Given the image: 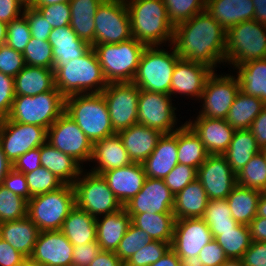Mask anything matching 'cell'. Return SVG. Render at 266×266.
I'll use <instances>...</instances> for the list:
<instances>
[{
    "mask_svg": "<svg viewBox=\"0 0 266 266\" xmlns=\"http://www.w3.org/2000/svg\"><path fill=\"white\" fill-rule=\"evenodd\" d=\"M225 39L226 30L205 10L174 27L172 45L180 59L217 71L225 65Z\"/></svg>",
    "mask_w": 266,
    "mask_h": 266,
    "instance_id": "1",
    "label": "cell"
},
{
    "mask_svg": "<svg viewBox=\"0 0 266 266\" xmlns=\"http://www.w3.org/2000/svg\"><path fill=\"white\" fill-rule=\"evenodd\" d=\"M132 37L145 46L172 44L174 26L163 0H125ZM168 41V42H167Z\"/></svg>",
    "mask_w": 266,
    "mask_h": 266,
    "instance_id": "2",
    "label": "cell"
},
{
    "mask_svg": "<svg viewBox=\"0 0 266 266\" xmlns=\"http://www.w3.org/2000/svg\"><path fill=\"white\" fill-rule=\"evenodd\" d=\"M54 77L55 87L64 97L101 93L108 85L93 47L83 56L58 68Z\"/></svg>",
    "mask_w": 266,
    "mask_h": 266,
    "instance_id": "3",
    "label": "cell"
},
{
    "mask_svg": "<svg viewBox=\"0 0 266 266\" xmlns=\"http://www.w3.org/2000/svg\"><path fill=\"white\" fill-rule=\"evenodd\" d=\"M94 144L115 134L102 93L65 97L64 111Z\"/></svg>",
    "mask_w": 266,
    "mask_h": 266,
    "instance_id": "4",
    "label": "cell"
},
{
    "mask_svg": "<svg viewBox=\"0 0 266 266\" xmlns=\"http://www.w3.org/2000/svg\"><path fill=\"white\" fill-rule=\"evenodd\" d=\"M160 47H145L133 83L139 89L170 95L173 70L180 58L172 44L169 51Z\"/></svg>",
    "mask_w": 266,
    "mask_h": 266,
    "instance_id": "5",
    "label": "cell"
},
{
    "mask_svg": "<svg viewBox=\"0 0 266 266\" xmlns=\"http://www.w3.org/2000/svg\"><path fill=\"white\" fill-rule=\"evenodd\" d=\"M108 83L133 82L145 45L135 38L118 44L91 45Z\"/></svg>",
    "mask_w": 266,
    "mask_h": 266,
    "instance_id": "6",
    "label": "cell"
},
{
    "mask_svg": "<svg viewBox=\"0 0 266 266\" xmlns=\"http://www.w3.org/2000/svg\"><path fill=\"white\" fill-rule=\"evenodd\" d=\"M266 58V25L255 19L226 30L225 66ZM227 63V64H226Z\"/></svg>",
    "mask_w": 266,
    "mask_h": 266,
    "instance_id": "7",
    "label": "cell"
},
{
    "mask_svg": "<svg viewBox=\"0 0 266 266\" xmlns=\"http://www.w3.org/2000/svg\"><path fill=\"white\" fill-rule=\"evenodd\" d=\"M64 111L65 97L55 87L35 96H15L7 118L14 122L38 125L47 130Z\"/></svg>",
    "mask_w": 266,
    "mask_h": 266,
    "instance_id": "8",
    "label": "cell"
},
{
    "mask_svg": "<svg viewBox=\"0 0 266 266\" xmlns=\"http://www.w3.org/2000/svg\"><path fill=\"white\" fill-rule=\"evenodd\" d=\"M75 206L74 187L64 184L55 191L31 197L28 200L27 216L40 232L60 230Z\"/></svg>",
    "mask_w": 266,
    "mask_h": 266,
    "instance_id": "9",
    "label": "cell"
},
{
    "mask_svg": "<svg viewBox=\"0 0 266 266\" xmlns=\"http://www.w3.org/2000/svg\"><path fill=\"white\" fill-rule=\"evenodd\" d=\"M73 187L76 206L94 218L116 212L123 207L102 175L84 169Z\"/></svg>",
    "mask_w": 266,
    "mask_h": 266,
    "instance_id": "10",
    "label": "cell"
},
{
    "mask_svg": "<svg viewBox=\"0 0 266 266\" xmlns=\"http://www.w3.org/2000/svg\"><path fill=\"white\" fill-rule=\"evenodd\" d=\"M94 20L95 40L92 45L118 44L133 38L125 0H103Z\"/></svg>",
    "mask_w": 266,
    "mask_h": 266,
    "instance_id": "11",
    "label": "cell"
},
{
    "mask_svg": "<svg viewBox=\"0 0 266 266\" xmlns=\"http://www.w3.org/2000/svg\"><path fill=\"white\" fill-rule=\"evenodd\" d=\"M218 73L213 70L206 80L201 94L199 114L197 117L226 119L233 101L240 91L235 74Z\"/></svg>",
    "mask_w": 266,
    "mask_h": 266,
    "instance_id": "12",
    "label": "cell"
},
{
    "mask_svg": "<svg viewBox=\"0 0 266 266\" xmlns=\"http://www.w3.org/2000/svg\"><path fill=\"white\" fill-rule=\"evenodd\" d=\"M171 95L150 92L140 89L138 98V124L156 129L162 134L173 133L178 130L181 122L178 121L177 107L172 103ZM176 110V111H175ZM179 126V127H178Z\"/></svg>",
    "mask_w": 266,
    "mask_h": 266,
    "instance_id": "13",
    "label": "cell"
},
{
    "mask_svg": "<svg viewBox=\"0 0 266 266\" xmlns=\"http://www.w3.org/2000/svg\"><path fill=\"white\" fill-rule=\"evenodd\" d=\"M101 93L115 133L138 123L140 89L133 82L108 83Z\"/></svg>",
    "mask_w": 266,
    "mask_h": 266,
    "instance_id": "14",
    "label": "cell"
},
{
    "mask_svg": "<svg viewBox=\"0 0 266 266\" xmlns=\"http://www.w3.org/2000/svg\"><path fill=\"white\" fill-rule=\"evenodd\" d=\"M47 142L82 166L90 164L93 144L65 112L47 129Z\"/></svg>",
    "mask_w": 266,
    "mask_h": 266,
    "instance_id": "15",
    "label": "cell"
},
{
    "mask_svg": "<svg viewBox=\"0 0 266 266\" xmlns=\"http://www.w3.org/2000/svg\"><path fill=\"white\" fill-rule=\"evenodd\" d=\"M46 141L47 130L44 127L0 119V145L11 164Z\"/></svg>",
    "mask_w": 266,
    "mask_h": 266,
    "instance_id": "16",
    "label": "cell"
},
{
    "mask_svg": "<svg viewBox=\"0 0 266 266\" xmlns=\"http://www.w3.org/2000/svg\"><path fill=\"white\" fill-rule=\"evenodd\" d=\"M197 179L204 187L209 200L226 199L237 185L236 173L223 155L209 154L197 169Z\"/></svg>",
    "mask_w": 266,
    "mask_h": 266,
    "instance_id": "17",
    "label": "cell"
},
{
    "mask_svg": "<svg viewBox=\"0 0 266 266\" xmlns=\"http://www.w3.org/2000/svg\"><path fill=\"white\" fill-rule=\"evenodd\" d=\"M174 194L163 179L146 177L142 189L124 207L130 217L141 213H173Z\"/></svg>",
    "mask_w": 266,
    "mask_h": 266,
    "instance_id": "18",
    "label": "cell"
},
{
    "mask_svg": "<svg viewBox=\"0 0 266 266\" xmlns=\"http://www.w3.org/2000/svg\"><path fill=\"white\" fill-rule=\"evenodd\" d=\"M213 239L212 233L202 218L175 220L171 249L178 257L199 255L204 245Z\"/></svg>",
    "mask_w": 266,
    "mask_h": 266,
    "instance_id": "19",
    "label": "cell"
},
{
    "mask_svg": "<svg viewBox=\"0 0 266 266\" xmlns=\"http://www.w3.org/2000/svg\"><path fill=\"white\" fill-rule=\"evenodd\" d=\"M212 72L213 69L205 64L180 59L172 74L171 97L175 96L174 98H176L179 94L181 96L186 95L188 99L193 98L191 100H199L206 80Z\"/></svg>",
    "mask_w": 266,
    "mask_h": 266,
    "instance_id": "20",
    "label": "cell"
},
{
    "mask_svg": "<svg viewBox=\"0 0 266 266\" xmlns=\"http://www.w3.org/2000/svg\"><path fill=\"white\" fill-rule=\"evenodd\" d=\"M73 245L60 230L41 231L31 258L42 266H71Z\"/></svg>",
    "mask_w": 266,
    "mask_h": 266,
    "instance_id": "21",
    "label": "cell"
},
{
    "mask_svg": "<svg viewBox=\"0 0 266 266\" xmlns=\"http://www.w3.org/2000/svg\"><path fill=\"white\" fill-rule=\"evenodd\" d=\"M200 138L208 154L222 155L229 147L235 130L226 119L196 117L185 122Z\"/></svg>",
    "mask_w": 266,
    "mask_h": 266,
    "instance_id": "22",
    "label": "cell"
},
{
    "mask_svg": "<svg viewBox=\"0 0 266 266\" xmlns=\"http://www.w3.org/2000/svg\"><path fill=\"white\" fill-rule=\"evenodd\" d=\"M117 200L125 206L142 189L146 174L142 163L132 162L129 165L103 172Z\"/></svg>",
    "mask_w": 266,
    "mask_h": 266,
    "instance_id": "23",
    "label": "cell"
},
{
    "mask_svg": "<svg viewBox=\"0 0 266 266\" xmlns=\"http://www.w3.org/2000/svg\"><path fill=\"white\" fill-rule=\"evenodd\" d=\"M53 50V71L67 65L70 60L83 56L91 45L78 38L70 25L53 28L48 37Z\"/></svg>",
    "mask_w": 266,
    "mask_h": 266,
    "instance_id": "24",
    "label": "cell"
},
{
    "mask_svg": "<svg viewBox=\"0 0 266 266\" xmlns=\"http://www.w3.org/2000/svg\"><path fill=\"white\" fill-rule=\"evenodd\" d=\"M177 164V130L162 134L153 152L142 163L146 177L157 179H164Z\"/></svg>",
    "mask_w": 266,
    "mask_h": 266,
    "instance_id": "25",
    "label": "cell"
},
{
    "mask_svg": "<svg viewBox=\"0 0 266 266\" xmlns=\"http://www.w3.org/2000/svg\"><path fill=\"white\" fill-rule=\"evenodd\" d=\"M90 172L101 175L103 172L132 163L118 133L103 138L93 144Z\"/></svg>",
    "mask_w": 266,
    "mask_h": 266,
    "instance_id": "26",
    "label": "cell"
},
{
    "mask_svg": "<svg viewBox=\"0 0 266 266\" xmlns=\"http://www.w3.org/2000/svg\"><path fill=\"white\" fill-rule=\"evenodd\" d=\"M130 160L143 163L155 149L162 133L145 125L135 124L118 132Z\"/></svg>",
    "mask_w": 266,
    "mask_h": 266,
    "instance_id": "27",
    "label": "cell"
},
{
    "mask_svg": "<svg viewBox=\"0 0 266 266\" xmlns=\"http://www.w3.org/2000/svg\"><path fill=\"white\" fill-rule=\"evenodd\" d=\"M41 166L51 171L64 184L73 185L85 169L72 156L53 147L47 141L39 147Z\"/></svg>",
    "mask_w": 266,
    "mask_h": 266,
    "instance_id": "28",
    "label": "cell"
},
{
    "mask_svg": "<svg viewBox=\"0 0 266 266\" xmlns=\"http://www.w3.org/2000/svg\"><path fill=\"white\" fill-rule=\"evenodd\" d=\"M206 11L225 29L254 19L252 0H206Z\"/></svg>",
    "mask_w": 266,
    "mask_h": 266,
    "instance_id": "29",
    "label": "cell"
},
{
    "mask_svg": "<svg viewBox=\"0 0 266 266\" xmlns=\"http://www.w3.org/2000/svg\"><path fill=\"white\" fill-rule=\"evenodd\" d=\"M130 223L131 217L124 206L116 212L96 218V241L100 249L115 252Z\"/></svg>",
    "mask_w": 266,
    "mask_h": 266,
    "instance_id": "30",
    "label": "cell"
},
{
    "mask_svg": "<svg viewBox=\"0 0 266 266\" xmlns=\"http://www.w3.org/2000/svg\"><path fill=\"white\" fill-rule=\"evenodd\" d=\"M39 232L28 216L0 224V238L25 257H31Z\"/></svg>",
    "mask_w": 266,
    "mask_h": 266,
    "instance_id": "31",
    "label": "cell"
},
{
    "mask_svg": "<svg viewBox=\"0 0 266 266\" xmlns=\"http://www.w3.org/2000/svg\"><path fill=\"white\" fill-rule=\"evenodd\" d=\"M208 202L206 191L196 178L175 195L173 206L175 219L202 218Z\"/></svg>",
    "mask_w": 266,
    "mask_h": 266,
    "instance_id": "32",
    "label": "cell"
},
{
    "mask_svg": "<svg viewBox=\"0 0 266 266\" xmlns=\"http://www.w3.org/2000/svg\"><path fill=\"white\" fill-rule=\"evenodd\" d=\"M55 88L53 69L25 66L14 77L15 96H35Z\"/></svg>",
    "mask_w": 266,
    "mask_h": 266,
    "instance_id": "33",
    "label": "cell"
},
{
    "mask_svg": "<svg viewBox=\"0 0 266 266\" xmlns=\"http://www.w3.org/2000/svg\"><path fill=\"white\" fill-rule=\"evenodd\" d=\"M232 69L237 70L240 91L266 104V58L237 64Z\"/></svg>",
    "mask_w": 266,
    "mask_h": 266,
    "instance_id": "34",
    "label": "cell"
},
{
    "mask_svg": "<svg viewBox=\"0 0 266 266\" xmlns=\"http://www.w3.org/2000/svg\"><path fill=\"white\" fill-rule=\"evenodd\" d=\"M60 231L73 246L96 241V218L75 206Z\"/></svg>",
    "mask_w": 266,
    "mask_h": 266,
    "instance_id": "35",
    "label": "cell"
},
{
    "mask_svg": "<svg viewBox=\"0 0 266 266\" xmlns=\"http://www.w3.org/2000/svg\"><path fill=\"white\" fill-rule=\"evenodd\" d=\"M103 0H70V27L78 38L92 45L95 40L94 17Z\"/></svg>",
    "mask_w": 266,
    "mask_h": 266,
    "instance_id": "36",
    "label": "cell"
},
{
    "mask_svg": "<svg viewBox=\"0 0 266 266\" xmlns=\"http://www.w3.org/2000/svg\"><path fill=\"white\" fill-rule=\"evenodd\" d=\"M261 191L237 184L226 200L231 215L238 224L246 225L256 217Z\"/></svg>",
    "mask_w": 266,
    "mask_h": 266,
    "instance_id": "37",
    "label": "cell"
},
{
    "mask_svg": "<svg viewBox=\"0 0 266 266\" xmlns=\"http://www.w3.org/2000/svg\"><path fill=\"white\" fill-rule=\"evenodd\" d=\"M260 152L256 139L249 129L235 130L229 147L222 154L237 174L251 158Z\"/></svg>",
    "mask_w": 266,
    "mask_h": 266,
    "instance_id": "38",
    "label": "cell"
},
{
    "mask_svg": "<svg viewBox=\"0 0 266 266\" xmlns=\"http://www.w3.org/2000/svg\"><path fill=\"white\" fill-rule=\"evenodd\" d=\"M265 106L266 104L258 97L239 91L229 109L226 121L234 130L250 129L253 120Z\"/></svg>",
    "mask_w": 266,
    "mask_h": 266,
    "instance_id": "39",
    "label": "cell"
},
{
    "mask_svg": "<svg viewBox=\"0 0 266 266\" xmlns=\"http://www.w3.org/2000/svg\"><path fill=\"white\" fill-rule=\"evenodd\" d=\"M175 216L173 213H141L131 217V223L146 231L152 240L172 242Z\"/></svg>",
    "mask_w": 266,
    "mask_h": 266,
    "instance_id": "40",
    "label": "cell"
},
{
    "mask_svg": "<svg viewBox=\"0 0 266 266\" xmlns=\"http://www.w3.org/2000/svg\"><path fill=\"white\" fill-rule=\"evenodd\" d=\"M178 163L198 169L208 157L204 144L184 122L177 130Z\"/></svg>",
    "mask_w": 266,
    "mask_h": 266,
    "instance_id": "41",
    "label": "cell"
},
{
    "mask_svg": "<svg viewBox=\"0 0 266 266\" xmlns=\"http://www.w3.org/2000/svg\"><path fill=\"white\" fill-rule=\"evenodd\" d=\"M211 233L229 259H241L252 242L249 227L242 224L233 230L211 231Z\"/></svg>",
    "mask_w": 266,
    "mask_h": 266,
    "instance_id": "42",
    "label": "cell"
},
{
    "mask_svg": "<svg viewBox=\"0 0 266 266\" xmlns=\"http://www.w3.org/2000/svg\"><path fill=\"white\" fill-rule=\"evenodd\" d=\"M202 219L210 231L233 230L239 225L232 217L226 199L209 200Z\"/></svg>",
    "mask_w": 266,
    "mask_h": 266,
    "instance_id": "43",
    "label": "cell"
},
{
    "mask_svg": "<svg viewBox=\"0 0 266 266\" xmlns=\"http://www.w3.org/2000/svg\"><path fill=\"white\" fill-rule=\"evenodd\" d=\"M236 176L240 186L266 191V161L262 153L255 154Z\"/></svg>",
    "mask_w": 266,
    "mask_h": 266,
    "instance_id": "44",
    "label": "cell"
},
{
    "mask_svg": "<svg viewBox=\"0 0 266 266\" xmlns=\"http://www.w3.org/2000/svg\"><path fill=\"white\" fill-rule=\"evenodd\" d=\"M28 201L0 185V224L27 216Z\"/></svg>",
    "mask_w": 266,
    "mask_h": 266,
    "instance_id": "45",
    "label": "cell"
},
{
    "mask_svg": "<svg viewBox=\"0 0 266 266\" xmlns=\"http://www.w3.org/2000/svg\"><path fill=\"white\" fill-rule=\"evenodd\" d=\"M163 2L174 27L206 10V0H163Z\"/></svg>",
    "mask_w": 266,
    "mask_h": 266,
    "instance_id": "46",
    "label": "cell"
},
{
    "mask_svg": "<svg viewBox=\"0 0 266 266\" xmlns=\"http://www.w3.org/2000/svg\"><path fill=\"white\" fill-rule=\"evenodd\" d=\"M22 54L27 66L53 69V50L48 40L31 36Z\"/></svg>",
    "mask_w": 266,
    "mask_h": 266,
    "instance_id": "47",
    "label": "cell"
},
{
    "mask_svg": "<svg viewBox=\"0 0 266 266\" xmlns=\"http://www.w3.org/2000/svg\"><path fill=\"white\" fill-rule=\"evenodd\" d=\"M151 241L153 240L146 231L130 223L115 253L125 263L134 253Z\"/></svg>",
    "mask_w": 266,
    "mask_h": 266,
    "instance_id": "48",
    "label": "cell"
},
{
    "mask_svg": "<svg viewBox=\"0 0 266 266\" xmlns=\"http://www.w3.org/2000/svg\"><path fill=\"white\" fill-rule=\"evenodd\" d=\"M24 175L31 197L55 191L64 185L51 171L42 166Z\"/></svg>",
    "mask_w": 266,
    "mask_h": 266,
    "instance_id": "49",
    "label": "cell"
},
{
    "mask_svg": "<svg viewBox=\"0 0 266 266\" xmlns=\"http://www.w3.org/2000/svg\"><path fill=\"white\" fill-rule=\"evenodd\" d=\"M31 38V31L24 14L7 24L6 43L15 51L23 53Z\"/></svg>",
    "mask_w": 266,
    "mask_h": 266,
    "instance_id": "50",
    "label": "cell"
},
{
    "mask_svg": "<svg viewBox=\"0 0 266 266\" xmlns=\"http://www.w3.org/2000/svg\"><path fill=\"white\" fill-rule=\"evenodd\" d=\"M169 248L170 243L153 240L134 253L124 263V266H150L160 259Z\"/></svg>",
    "mask_w": 266,
    "mask_h": 266,
    "instance_id": "51",
    "label": "cell"
},
{
    "mask_svg": "<svg viewBox=\"0 0 266 266\" xmlns=\"http://www.w3.org/2000/svg\"><path fill=\"white\" fill-rule=\"evenodd\" d=\"M196 178V168L178 163L163 181L175 196Z\"/></svg>",
    "mask_w": 266,
    "mask_h": 266,
    "instance_id": "52",
    "label": "cell"
},
{
    "mask_svg": "<svg viewBox=\"0 0 266 266\" xmlns=\"http://www.w3.org/2000/svg\"><path fill=\"white\" fill-rule=\"evenodd\" d=\"M26 66L24 56L7 44L0 46V72L15 77Z\"/></svg>",
    "mask_w": 266,
    "mask_h": 266,
    "instance_id": "53",
    "label": "cell"
},
{
    "mask_svg": "<svg viewBox=\"0 0 266 266\" xmlns=\"http://www.w3.org/2000/svg\"><path fill=\"white\" fill-rule=\"evenodd\" d=\"M52 28L70 25L71 10L69 3H57L36 8Z\"/></svg>",
    "mask_w": 266,
    "mask_h": 266,
    "instance_id": "54",
    "label": "cell"
},
{
    "mask_svg": "<svg viewBox=\"0 0 266 266\" xmlns=\"http://www.w3.org/2000/svg\"><path fill=\"white\" fill-rule=\"evenodd\" d=\"M25 15L31 36L40 40H48L51 30L53 29L45 17L37 10L30 6L24 8Z\"/></svg>",
    "mask_w": 266,
    "mask_h": 266,
    "instance_id": "55",
    "label": "cell"
},
{
    "mask_svg": "<svg viewBox=\"0 0 266 266\" xmlns=\"http://www.w3.org/2000/svg\"><path fill=\"white\" fill-rule=\"evenodd\" d=\"M14 98V77L0 72V119L9 116Z\"/></svg>",
    "mask_w": 266,
    "mask_h": 266,
    "instance_id": "56",
    "label": "cell"
},
{
    "mask_svg": "<svg viewBox=\"0 0 266 266\" xmlns=\"http://www.w3.org/2000/svg\"><path fill=\"white\" fill-rule=\"evenodd\" d=\"M199 257L203 266H222L229 259L215 239L203 246L199 252Z\"/></svg>",
    "mask_w": 266,
    "mask_h": 266,
    "instance_id": "57",
    "label": "cell"
},
{
    "mask_svg": "<svg viewBox=\"0 0 266 266\" xmlns=\"http://www.w3.org/2000/svg\"><path fill=\"white\" fill-rule=\"evenodd\" d=\"M100 250L97 241L73 246L71 266H88Z\"/></svg>",
    "mask_w": 266,
    "mask_h": 266,
    "instance_id": "58",
    "label": "cell"
},
{
    "mask_svg": "<svg viewBox=\"0 0 266 266\" xmlns=\"http://www.w3.org/2000/svg\"><path fill=\"white\" fill-rule=\"evenodd\" d=\"M2 185L27 201L31 198L24 173L18 172L13 168L5 176Z\"/></svg>",
    "mask_w": 266,
    "mask_h": 266,
    "instance_id": "59",
    "label": "cell"
},
{
    "mask_svg": "<svg viewBox=\"0 0 266 266\" xmlns=\"http://www.w3.org/2000/svg\"><path fill=\"white\" fill-rule=\"evenodd\" d=\"M241 260L244 266H266V242L252 241Z\"/></svg>",
    "mask_w": 266,
    "mask_h": 266,
    "instance_id": "60",
    "label": "cell"
},
{
    "mask_svg": "<svg viewBox=\"0 0 266 266\" xmlns=\"http://www.w3.org/2000/svg\"><path fill=\"white\" fill-rule=\"evenodd\" d=\"M41 167L39 147L29 150L18 157L12 164V168L21 173H29Z\"/></svg>",
    "mask_w": 266,
    "mask_h": 266,
    "instance_id": "61",
    "label": "cell"
},
{
    "mask_svg": "<svg viewBox=\"0 0 266 266\" xmlns=\"http://www.w3.org/2000/svg\"><path fill=\"white\" fill-rule=\"evenodd\" d=\"M25 7L21 0H0V21L8 24L20 17Z\"/></svg>",
    "mask_w": 266,
    "mask_h": 266,
    "instance_id": "62",
    "label": "cell"
},
{
    "mask_svg": "<svg viewBox=\"0 0 266 266\" xmlns=\"http://www.w3.org/2000/svg\"><path fill=\"white\" fill-rule=\"evenodd\" d=\"M26 257L0 238V266H20Z\"/></svg>",
    "mask_w": 266,
    "mask_h": 266,
    "instance_id": "63",
    "label": "cell"
},
{
    "mask_svg": "<svg viewBox=\"0 0 266 266\" xmlns=\"http://www.w3.org/2000/svg\"><path fill=\"white\" fill-rule=\"evenodd\" d=\"M256 139L257 145L261 147L266 146V106L253 120L249 129Z\"/></svg>",
    "mask_w": 266,
    "mask_h": 266,
    "instance_id": "64",
    "label": "cell"
},
{
    "mask_svg": "<svg viewBox=\"0 0 266 266\" xmlns=\"http://www.w3.org/2000/svg\"><path fill=\"white\" fill-rule=\"evenodd\" d=\"M88 266H124V263L115 252L100 250Z\"/></svg>",
    "mask_w": 266,
    "mask_h": 266,
    "instance_id": "65",
    "label": "cell"
},
{
    "mask_svg": "<svg viewBox=\"0 0 266 266\" xmlns=\"http://www.w3.org/2000/svg\"><path fill=\"white\" fill-rule=\"evenodd\" d=\"M248 227L251 241L266 242V218L256 216Z\"/></svg>",
    "mask_w": 266,
    "mask_h": 266,
    "instance_id": "66",
    "label": "cell"
},
{
    "mask_svg": "<svg viewBox=\"0 0 266 266\" xmlns=\"http://www.w3.org/2000/svg\"><path fill=\"white\" fill-rule=\"evenodd\" d=\"M150 266H180V260L178 255L170 247L160 259Z\"/></svg>",
    "mask_w": 266,
    "mask_h": 266,
    "instance_id": "67",
    "label": "cell"
},
{
    "mask_svg": "<svg viewBox=\"0 0 266 266\" xmlns=\"http://www.w3.org/2000/svg\"><path fill=\"white\" fill-rule=\"evenodd\" d=\"M254 3V19L266 25V0H252Z\"/></svg>",
    "mask_w": 266,
    "mask_h": 266,
    "instance_id": "68",
    "label": "cell"
},
{
    "mask_svg": "<svg viewBox=\"0 0 266 266\" xmlns=\"http://www.w3.org/2000/svg\"><path fill=\"white\" fill-rule=\"evenodd\" d=\"M12 169L11 162L7 159L5 153L3 152L2 146L0 145V185L3 184L5 176Z\"/></svg>",
    "mask_w": 266,
    "mask_h": 266,
    "instance_id": "69",
    "label": "cell"
},
{
    "mask_svg": "<svg viewBox=\"0 0 266 266\" xmlns=\"http://www.w3.org/2000/svg\"><path fill=\"white\" fill-rule=\"evenodd\" d=\"M180 266H203L199 255L189 256V257H179Z\"/></svg>",
    "mask_w": 266,
    "mask_h": 266,
    "instance_id": "70",
    "label": "cell"
},
{
    "mask_svg": "<svg viewBox=\"0 0 266 266\" xmlns=\"http://www.w3.org/2000/svg\"><path fill=\"white\" fill-rule=\"evenodd\" d=\"M70 0H33L28 6L36 9L39 6L52 5L57 3H69Z\"/></svg>",
    "mask_w": 266,
    "mask_h": 266,
    "instance_id": "71",
    "label": "cell"
},
{
    "mask_svg": "<svg viewBox=\"0 0 266 266\" xmlns=\"http://www.w3.org/2000/svg\"><path fill=\"white\" fill-rule=\"evenodd\" d=\"M256 216L266 218V191L261 193Z\"/></svg>",
    "mask_w": 266,
    "mask_h": 266,
    "instance_id": "72",
    "label": "cell"
},
{
    "mask_svg": "<svg viewBox=\"0 0 266 266\" xmlns=\"http://www.w3.org/2000/svg\"><path fill=\"white\" fill-rule=\"evenodd\" d=\"M7 24L0 21V46L6 43Z\"/></svg>",
    "mask_w": 266,
    "mask_h": 266,
    "instance_id": "73",
    "label": "cell"
},
{
    "mask_svg": "<svg viewBox=\"0 0 266 266\" xmlns=\"http://www.w3.org/2000/svg\"><path fill=\"white\" fill-rule=\"evenodd\" d=\"M222 266H244L241 259H228Z\"/></svg>",
    "mask_w": 266,
    "mask_h": 266,
    "instance_id": "74",
    "label": "cell"
},
{
    "mask_svg": "<svg viewBox=\"0 0 266 266\" xmlns=\"http://www.w3.org/2000/svg\"><path fill=\"white\" fill-rule=\"evenodd\" d=\"M20 266H42V265L33 260L31 257H26Z\"/></svg>",
    "mask_w": 266,
    "mask_h": 266,
    "instance_id": "75",
    "label": "cell"
},
{
    "mask_svg": "<svg viewBox=\"0 0 266 266\" xmlns=\"http://www.w3.org/2000/svg\"><path fill=\"white\" fill-rule=\"evenodd\" d=\"M260 152L262 153V155L264 156L265 161H266V146L265 147H261L260 148Z\"/></svg>",
    "mask_w": 266,
    "mask_h": 266,
    "instance_id": "76",
    "label": "cell"
},
{
    "mask_svg": "<svg viewBox=\"0 0 266 266\" xmlns=\"http://www.w3.org/2000/svg\"><path fill=\"white\" fill-rule=\"evenodd\" d=\"M25 6H28L33 0H21Z\"/></svg>",
    "mask_w": 266,
    "mask_h": 266,
    "instance_id": "77",
    "label": "cell"
}]
</instances>
